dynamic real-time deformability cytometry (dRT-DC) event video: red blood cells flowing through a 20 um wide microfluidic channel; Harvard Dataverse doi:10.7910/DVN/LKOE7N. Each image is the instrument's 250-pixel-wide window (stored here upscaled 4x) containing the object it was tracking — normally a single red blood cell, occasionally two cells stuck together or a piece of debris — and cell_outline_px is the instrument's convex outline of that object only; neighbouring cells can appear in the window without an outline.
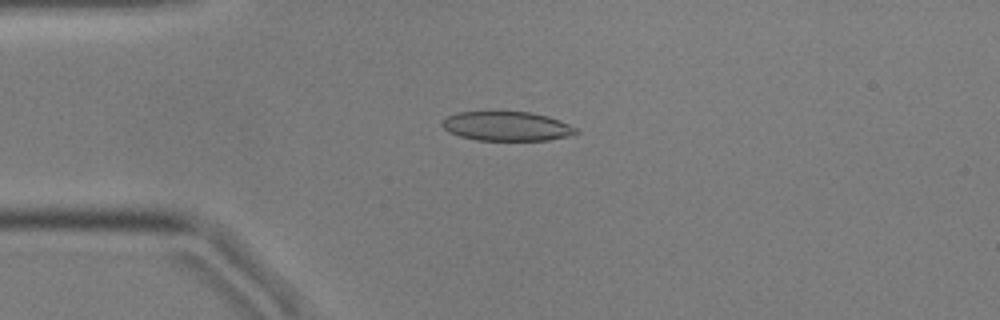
{"species": "common noctule bat (a hibernating species)", "species_latin": "Nyctalus noctula", "temperature_condition": "cold", "stored_images_in_passage": 55, "camera_frame_rate_fps": 3000, "um_per_image_px": 0.085, "animal": {"sex": "male", "body_mass_g": 17.9, "forearm_length_mm": 54.2}, "frame": {"image": 1, "passage_image": 13, "time_ms": 4.0, "image_size_px": [1000, 320], "cell_outline_px": [[580, 132], [572, 136], [548, 140], [476, 140], [460, 136], [448, 132], [440, 124], [448, 116], [456, 112], [528, 112], [548, 116], [560, 120], [576, 128]], "centroid_in_image_um": [43.1, 10.73], "position_along_channel_um": 41.9, "area_um2": 22.89}}
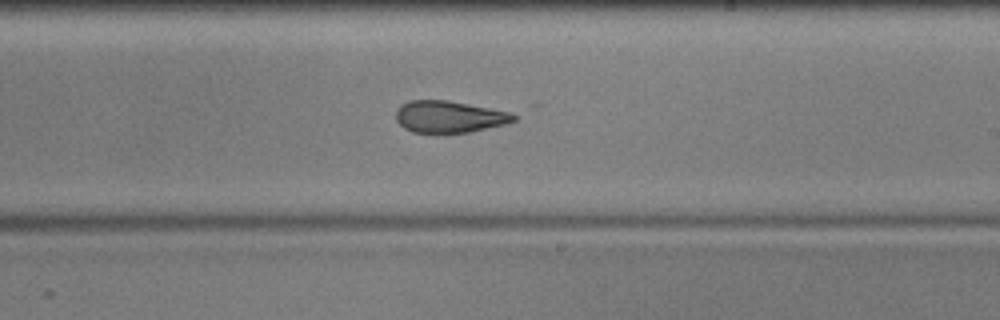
{"frame": {"image": 2, "passage_image": 32, "time_ms": 10.333, "image_size_px": [1000, 320], "cell_outline_px": [[516, 120], [508, 124], [468, 132], [412, 132], [404, 128], [396, 120], [396, 108], [400, 104], [408, 100], [448, 100], [508, 112], [516, 116]], "centroid_in_image_um": [38.14, 9.91], "position_along_channel_um": 250.9, "area_um2": 21.73}}
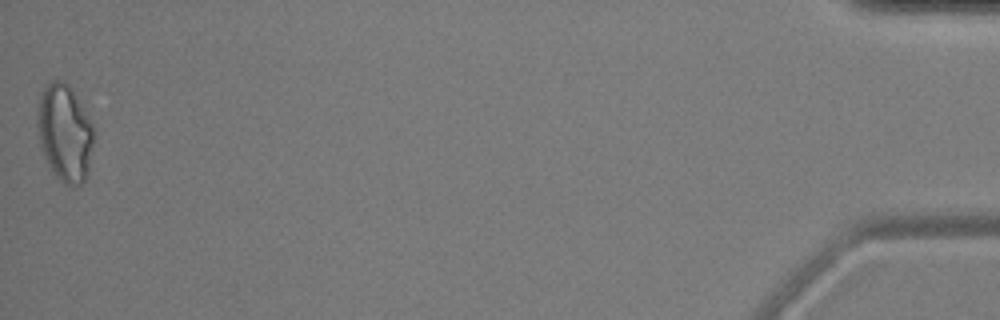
{"frame": {"image": 3, "passage_image": 55, "time_ms": 18.0, "image_size_px": [1000, 320], "cell_outline_px": [[92, 144], [88, 176], [80, 184], [64, 184], [52, 172], [44, 156], [40, 144], [36, 124], [36, 120], [40, 92], [52, 80], [64, 80], [68, 84], [92, 124]], "centroid_in_image_um": [5.46, 11.29], "position_along_channel_um": 429.7, "area_um2": 31.56}, "authors_computed_cell_mechanics": {"area_um2": 23.9292, "velocity_mm_per_s": 3.6034, "shape_relaxation_time_tau1_ms": null, "shape_relaxation_time_tau2_ms": 1.6318, "deformation_change_tau1": null, "deformation_change_tau2": 0.0913}}